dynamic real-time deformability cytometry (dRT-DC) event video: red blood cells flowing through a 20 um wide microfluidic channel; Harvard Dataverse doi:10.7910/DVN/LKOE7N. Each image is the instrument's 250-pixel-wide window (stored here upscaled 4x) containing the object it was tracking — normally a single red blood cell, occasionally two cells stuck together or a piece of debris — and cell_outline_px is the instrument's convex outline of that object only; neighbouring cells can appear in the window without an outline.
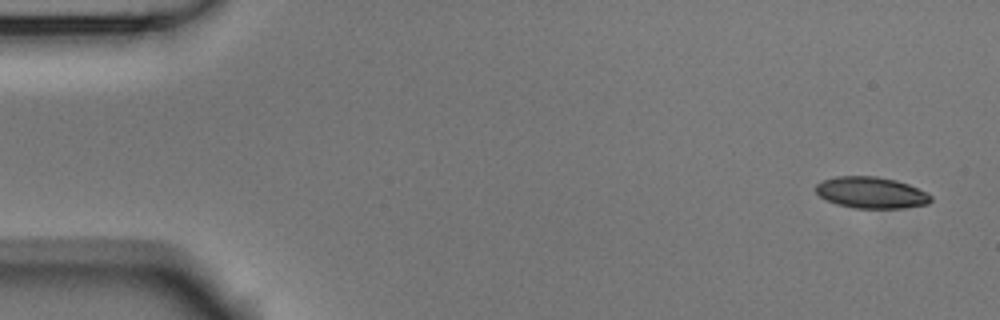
{"species": "Egyptian fruit bat (a non-hibernating species)", "species_latin": "Rousettus aegyptiacus", "temperature_condition": "room temperature", "stored_images_in_passage": 4, "camera_frame_rate_fps": 3000, "um_per_image_px": 0.085, "animal": {"sex": "male"}, "frame": {"image": 1, "passage_image": 1, "time_ms": 0.0, "image_size_px": [1000, 320], "cell_outline_px": [[932, 200], [928, 204], [900, 208], [856, 208], [836, 204], [820, 196], [816, 192], [816, 184], [824, 180], [836, 176], [876, 176], [896, 180], [908, 184], [928, 192], [932, 196]], "centroid_in_image_um": [74.08, 16.37], "position_along_channel_um": 10.9, "area_um2": 21.04}}
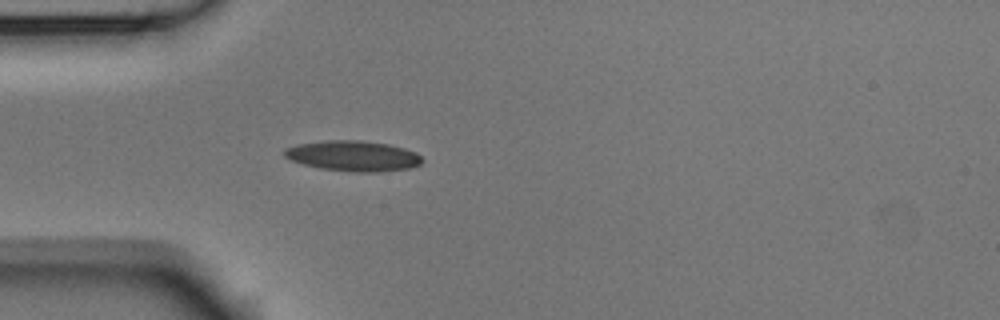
{"frame": {"image": 2, "passage_image": 4, "time_ms": 1.0, "image_size_px": [1000, 320], "cell_outline_px": [[424, 160], [420, 164], [408, 168], [380, 172], [352, 172], [320, 168], [304, 164], [292, 160], [284, 156], [284, 148], [296, 144], [324, 140], [360, 140], [388, 144], [404, 148], [416, 152]], "centroid_in_image_um": [30.01, 13.25], "position_along_channel_um": 55.0, "area_um2": 24.51}}